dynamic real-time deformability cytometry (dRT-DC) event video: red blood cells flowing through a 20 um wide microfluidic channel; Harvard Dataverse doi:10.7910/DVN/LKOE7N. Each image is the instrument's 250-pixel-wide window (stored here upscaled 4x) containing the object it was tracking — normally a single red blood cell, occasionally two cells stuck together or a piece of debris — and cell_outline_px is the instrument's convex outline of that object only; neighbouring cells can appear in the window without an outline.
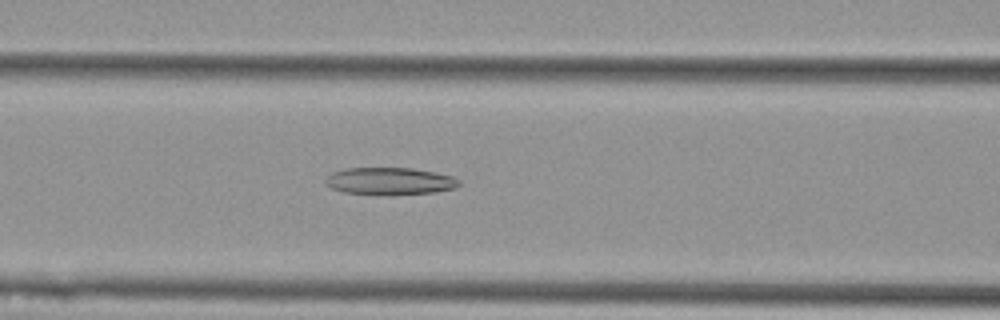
{"species": "Egyptian fruit bat (a non-hibernating species)", "species_latin": "Rousettus aegyptiacus", "temperature_condition": "cold", "stored_images_in_passage": 39, "camera_frame_rate_fps": 3000, "um_per_image_px": 0.085, "animal": {"sex": "female"}, "frame": {"image": 1, "passage_image": 14, "time_ms": 4.333, "image_size_px": [1000, 320], "cell_outline_px": [[460, 184], [456, 188], [436, 192], [392, 196], [388, 196], [344, 192], [332, 188], [324, 180], [332, 172], [344, 168], [412, 168], [436, 172], [452, 176], [460, 180]], "centroid_in_image_um": [33.17, 15.41], "position_along_channel_um": 133.4, "area_um2": 21.62}}
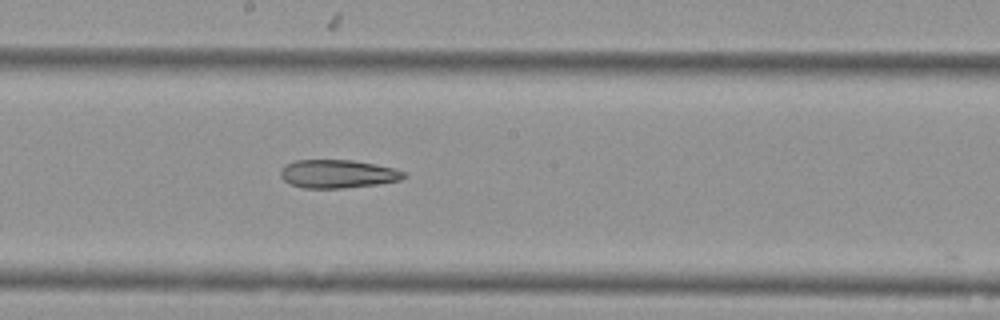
{"frame": {"image": 2, "passage_image": 21, "time_ms": 6.667, "image_size_px": [1000, 320], "cell_outline_px": [[408, 176], [400, 180], [376, 184], [340, 188], [304, 188], [292, 184], [284, 180], [280, 176], [280, 168], [284, 164], [296, 160], [352, 160], [376, 164], [396, 168], [404, 172]], "centroid_in_image_um": [28.7, 14.77], "position_along_channel_um": 219.5, "area_um2": 20.4}}
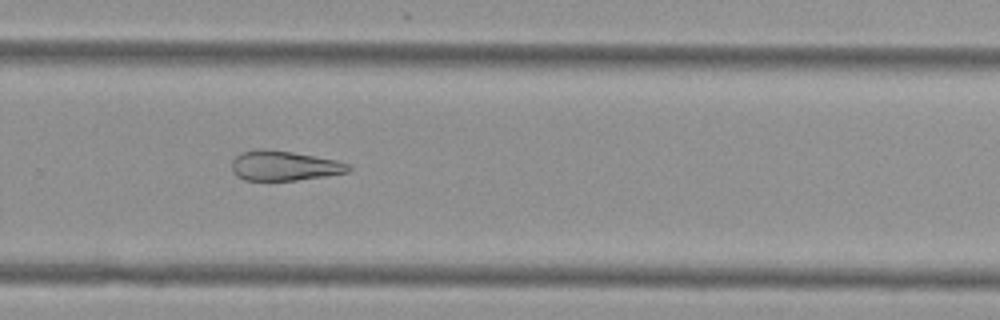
{"frame": {"image": 3, "passage_image": 28, "time_ms": 9.0, "image_size_px": [1000, 320], "cell_outline_px": [[352, 168], [348, 172], [324, 176], [296, 180], [244, 180], [236, 176], [232, 172], [232, 160], [240, 152], [260, 148], [264, 148], [292, 152], [336, 160], [348, 164]], "centroid_in_image_um": [24.11, 14.08], "position_along_channel_um": 305.7, "area_um2": 20.29}}